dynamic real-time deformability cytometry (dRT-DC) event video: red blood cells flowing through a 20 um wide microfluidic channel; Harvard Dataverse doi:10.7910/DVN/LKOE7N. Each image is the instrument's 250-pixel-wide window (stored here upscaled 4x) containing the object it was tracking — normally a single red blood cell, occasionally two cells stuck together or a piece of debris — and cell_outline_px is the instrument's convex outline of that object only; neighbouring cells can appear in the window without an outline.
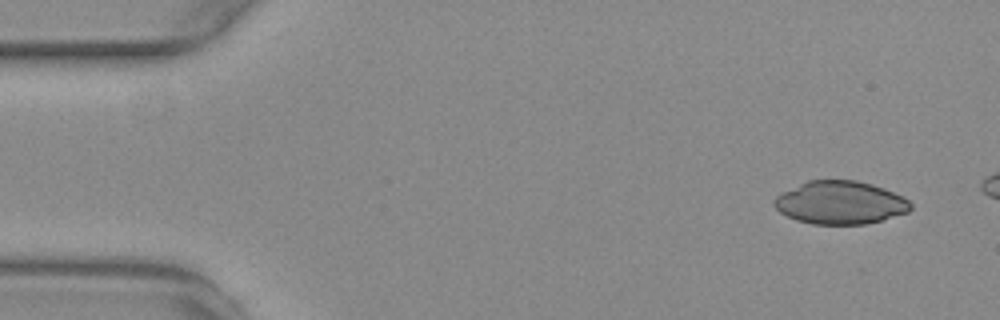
{"species": "common noctule bat (a hibernating species)", "species_latin": "Nyctalus noctula", "temperature_condition": "warm", "stored_images_in_passage": 8, "camera_frame_rate_fps": 3000, "um_per_image_px": 0.085, "animal": {"sex": "female", "body_mass_g": 29.2, "forearm_length_mm": 56.3}, "frame": {"image": 1, "passage_image": 3, "time_ms": 0.667, "image_size_px": [1000, 320], "cell_outline_px": [[912, 208], [908, 212], [880, 220], [864, 224], [812, 224], [796, 220], [780, 212], [772, 204], [772, 200], [780, 192], [808, 180], [856, 180], [872, 184], [884, 188], [904, 196], [912, 204]], "centroid_in_image_um": [71.4, 17.21], "position_along_channel_um": 13.6, "area_um2": 34.39}}